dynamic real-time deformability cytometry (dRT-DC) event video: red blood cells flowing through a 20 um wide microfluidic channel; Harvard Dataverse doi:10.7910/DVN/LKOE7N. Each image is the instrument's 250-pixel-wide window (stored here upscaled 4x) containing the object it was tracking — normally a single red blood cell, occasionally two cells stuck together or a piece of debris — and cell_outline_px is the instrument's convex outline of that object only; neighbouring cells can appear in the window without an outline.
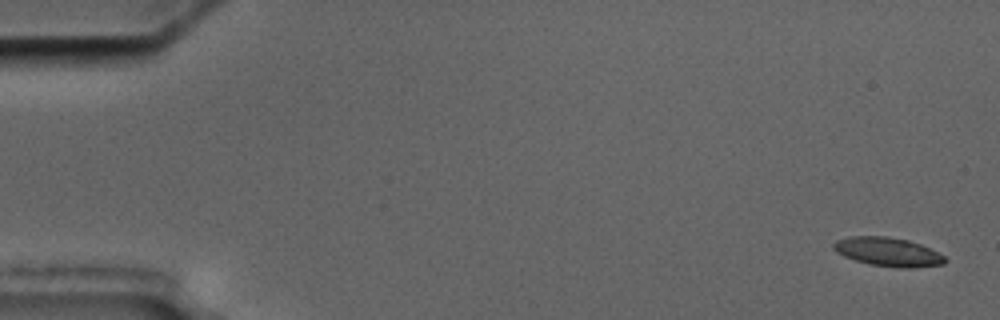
{"species": "common noctule bat (a hibernating species)", "species_latin": "Nyctalus noctula", "temperature_condition": "cold", "stored_images_in_passage": 5, "camera_frame_rate_fps": 3000, "um_per_image_px": 0.085, "animal": {"sex": "male", "body_mass_g": 17.5, "forearm_length_mm": 52.3}, "frame": {"image": 1, "passage_image": 1, "time_ms": 0.0, "image_size_px": [1000, 320], "cell_outline_px": [[948, 260], [944, 264], [912, 268], [900, 268], [868, 264], [844, 256], [836, 252], [832, 248], [832, 244], [836, 240], [848, 236], [888, 236], [908, 240], [920, 244], [944, 256]], "centroid_in_image_um": [75.45, 21.41], "position_along_channel_um": 9.6, "area_um2": 18.79}}
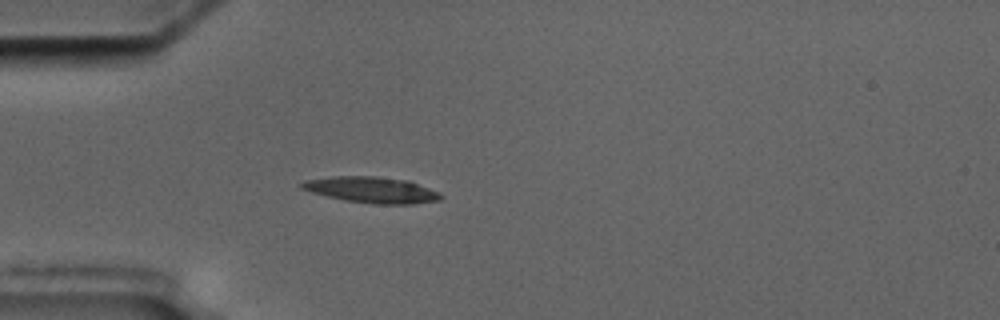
{"frame": {"image": 2, "passage_image": 5, "time_ms": 5.0, "image_size_px": [1000, 320], "cell_outline_px": [[444, 196], [440, 200], [412, 204], [372, 204], [344, 200], [312, 192], [300, 188], [300, 184], [304, 180], [332, 176], [376, 176], [408, 180], [440, 192]], "centroid_in_image_um": [31.61, 16.14], "position_along_channel_um": 53.4, "area_um2": 21.21}}